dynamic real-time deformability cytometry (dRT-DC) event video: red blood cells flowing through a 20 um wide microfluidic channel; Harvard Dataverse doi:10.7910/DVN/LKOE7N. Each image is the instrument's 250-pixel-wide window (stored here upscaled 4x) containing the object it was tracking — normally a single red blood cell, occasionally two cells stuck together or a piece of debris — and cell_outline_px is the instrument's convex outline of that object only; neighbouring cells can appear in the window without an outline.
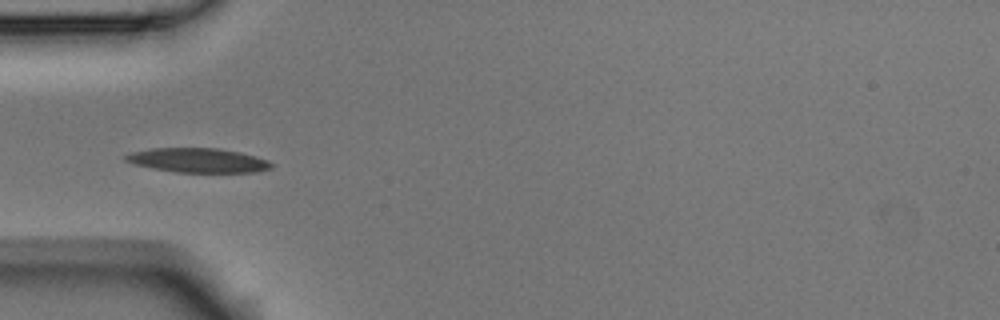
{"species": "Egyptian fruit bat (a non-hibernating species)", "species_latin": "Rousettus aegyptiacus", "temperature_condition": "room temperature", "stored_images_in_passage": 4, "camera_frame_rate_fps": 3000, "um_per_image_px": 0.085, "animal": {"sex": "male"}, "frame": {"image": 1, "passage_image": 4, "time_ms": 1.0, "image_size_px": [1000, 320], "cell_outline_px": [[272, 168], [260, 172], [176, 172], [152, 168], [136, 164], [124, 160], [124, 156], [132, 152], [152, 148], [220, 148], [240, 152], [268, 160], [272, 164]], "centroid_in_image_um": [16.86, 13.62], "position_along_channel_um": 68.1, "area_um2": 20.63}}